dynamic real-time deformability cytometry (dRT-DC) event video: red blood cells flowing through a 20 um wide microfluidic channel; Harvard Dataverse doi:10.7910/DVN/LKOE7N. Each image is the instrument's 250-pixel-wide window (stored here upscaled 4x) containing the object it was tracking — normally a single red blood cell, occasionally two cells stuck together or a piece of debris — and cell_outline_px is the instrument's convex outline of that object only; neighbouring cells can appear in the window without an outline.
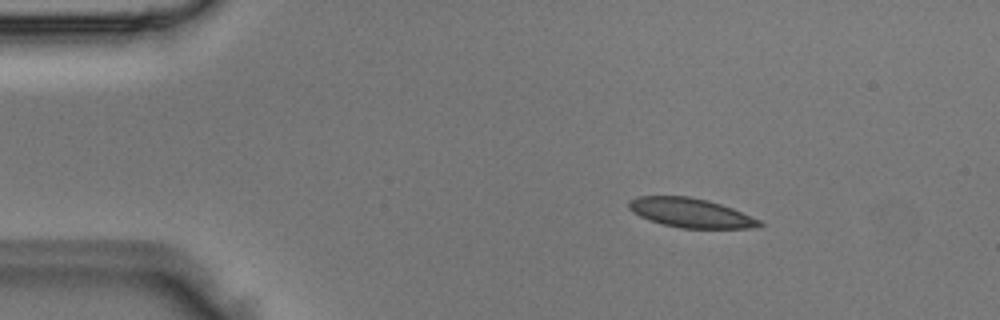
{"species": "Egyptian fruit bat (a non-hibernating species)", "species_latin": "Rousettus aegyptiacus", "temperature_condition": "room temperature", "stored_images_in_passage": 4, "camera_frame_rate_fps": 3000, "um_per_image_px": 0.085, "animal": {"sex": "male"}, "frame": {"image": 1, "passage_image": 2, "time_ms": 0.333, "image_size_px": [1000, 320], "cell_outline_px": [[764, 224], [756, 228], [680, 228], [664, 224], [640, 216], [632, 212], [628, 208], [628, 200], [636, 196], [688, 196], [708, 200], [732, 208], [760, 220]], "centroid_in_image_um": [58.69, 18.08], "position_along_channel_um": 26.3, "area_um2": 22.2}}